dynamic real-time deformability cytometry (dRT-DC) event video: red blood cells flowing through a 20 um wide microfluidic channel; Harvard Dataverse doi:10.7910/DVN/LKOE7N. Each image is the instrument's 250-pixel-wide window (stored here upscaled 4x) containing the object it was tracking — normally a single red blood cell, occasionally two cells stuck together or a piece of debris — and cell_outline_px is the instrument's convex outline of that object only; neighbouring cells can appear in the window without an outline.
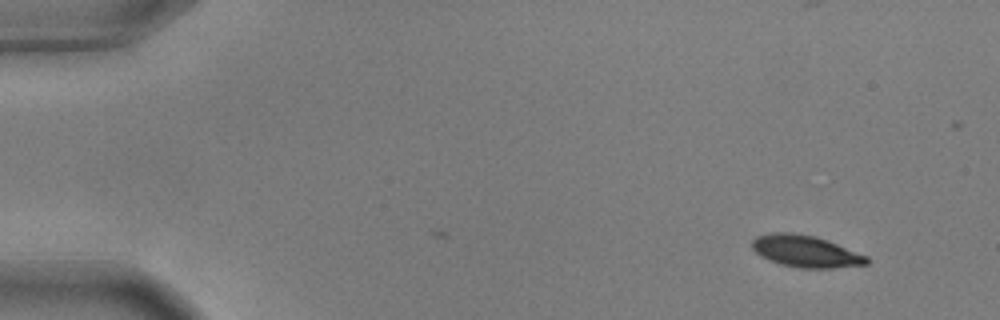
{"species": "common noctule bat (a hibernating species)", "species_latin": "Nyctalus noctula", "temperature_condition": "warm", "stored_images_in_passage": 3, "camera_frame_rate_fps": 3000, "um_per_image_px": 0.085, "animal": {"sex": "male", "body_mass_g": 17.9, "forearm_length_mm": 54.2}, "frame": {"image": 1, "passage_image": 3, "time_ms": 0.667, "image_size_px": [1000, 320], "cell_outline_px": [[868, 264], [832, 268], [800, 268], [780, 264], [760, 256], [752, 248], [752, 240], [756, 236], [772, 232], [792, 232], [816, 236], [868, 256]], "centroid_in_image_um": [68.46, 21.35], "position_along_channel_um": 16.5, "area_um2": 21.27}}